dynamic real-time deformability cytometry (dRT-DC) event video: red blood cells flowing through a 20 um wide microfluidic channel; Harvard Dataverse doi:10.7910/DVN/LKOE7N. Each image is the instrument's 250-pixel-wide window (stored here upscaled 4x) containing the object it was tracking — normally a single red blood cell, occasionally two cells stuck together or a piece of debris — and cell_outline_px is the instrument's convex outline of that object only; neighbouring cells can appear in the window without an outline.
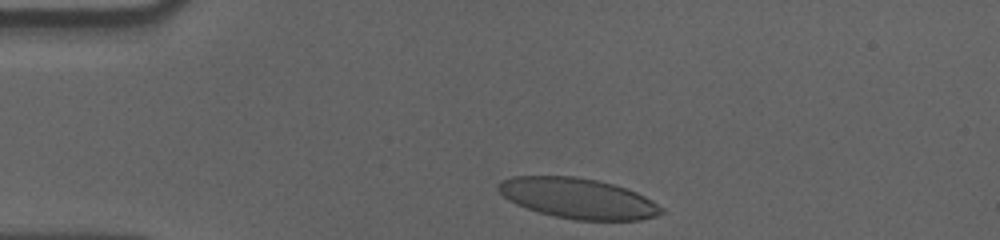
{"species": "human", "species_latin": "Homo sapiens", "temperature_condition": "cold", "stored_images_in_passage": 36, "camera_frame_rate_fps": 3000, "um_per_image_px": 0.085, "donor": {"sex": "male"}, "frame": {"image": 1, "passage_image": 1, "time_ms": 0.0, "image_size_px": [1000, 240], "cell_outline_px": [[664, 212], [656, 216], [640, 220], [572, 220], [552, 216], [516, 204], [508, 200], [496, 188], [496, 184], [500, 180], [512, 176], [576, 176], [596, 180], [612, 184], [636, 192], [652, 200], [664, 208]], "centroid_in_image_um": [49.11, 16.86], "position_along_channel_um": 35.9, "area_um2": 38.49}}
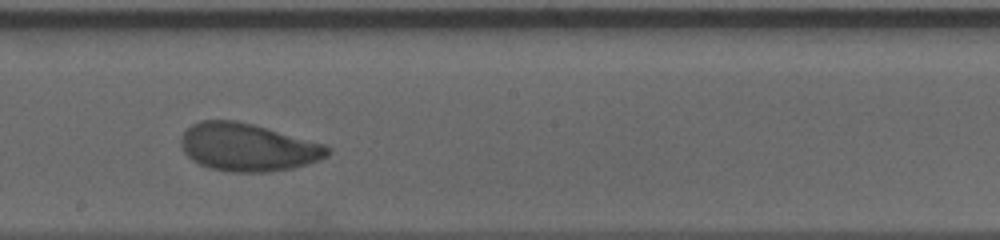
{"frame": {"image": 2, "passage_image": 21, "time_ms": 6.667, "image_size_px": [1000, 240], "cell_outline_px": [[332, 148], [328, 156], [292, 168], [268, 172], [228, 172], [208, 168], [192, 160], [184, 152], [180, 144], [180, 140], [184, 132], [192, 124], [200, 120], [236, 120], [252, 124], [324, 144]], "centroid_in_image_um": [21.03, 12.52], "position_along_channel_um": 227.2, "area_um2": 40.69}}
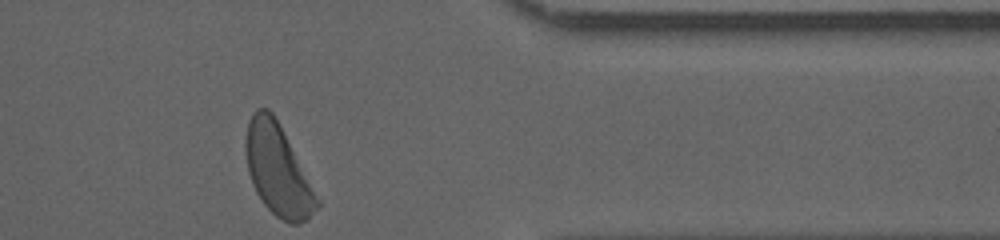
{"frame": {"image": 3, "passage_image": 36, "time_ms": 11.667, "image_size_px": [1000, 240], "cell_outline_px": [[320, 204], [308, 220], [300, 224], [288, 224], [276, 216], [264, 204], [256, 192], [252, 184], [248, 172], [244, 148], [244, 140], [248, 120], [252, 112], [256, 108], [268, 108], [272, 112], [320, 200]], "centroid_in_image_um": [23.58, 14.47], "position_along_channel_um": 387.8, "area_um2": 37.63}, "authors_computed_cell_mechanics": {"area_um2": 40.2288, "velocity_mm_per_s": 3.527, "shape_relaxation_time_tau1_ms": 3.8759, "shape_relaxation_time_tau2_ms": 1.7052, "deformation_change_tau1": 0.152, "deformation_change_tau2": 0.0696}}